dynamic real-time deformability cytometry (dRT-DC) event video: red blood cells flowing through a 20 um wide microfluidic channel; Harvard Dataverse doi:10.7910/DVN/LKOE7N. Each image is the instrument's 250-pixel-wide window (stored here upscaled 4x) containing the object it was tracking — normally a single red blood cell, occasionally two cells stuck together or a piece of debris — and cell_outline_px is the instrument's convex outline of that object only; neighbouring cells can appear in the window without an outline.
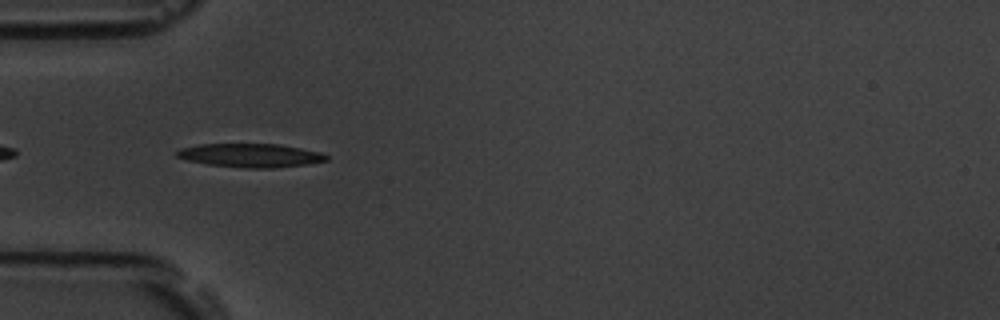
{"species": "common noctule bat (a hibernating species)", "species_latin": "Nyctalus noctula", "temperature_condition": "room temperature", "stored_images_in_passage": 39, "camera_frame_rate_fps": 3000, "um_per_image_px": 0.085, "animal": {"sex": "male", "body_mass_g": 19.5, "forearm_length_mm": 54.6}, "frame": {"image": 1, "passage_image": 2, "time_ms": 0.333, "image_size_px": [1000, 320], "cell_outline_px": [[328, 160], [308, 164], [272, 168], [244, 168], [208, 164], [188, 160], [176, 156], [176, 152], [180, 148], [200, 144], [280, 144], [320, 152], [328, 156]], "centroid_in_image_um": [21.3, 13.21], "position_along_channel_um": 63.7, "area_um2": 20.52}}
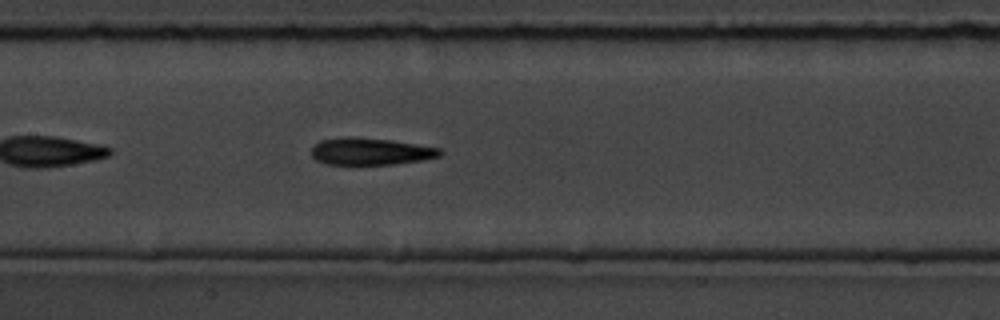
{"frame": {"image": 2, "passage_image": 11, "time_ms": 3.333, "image_size_px": [1000, 320], "cell_outline_px": [[444, 152], [440, 156], [420, 160], [392, 164], [324, 164], [316, 160], [312, 156], [312, 148], [320, 140], [344, 136], [348, 136], [392, 140], [440, 148]], "centroid_in_image_um": [31.48, 12.86], "position_along_channel_um": 175.9, "area_um2": 20.23}}
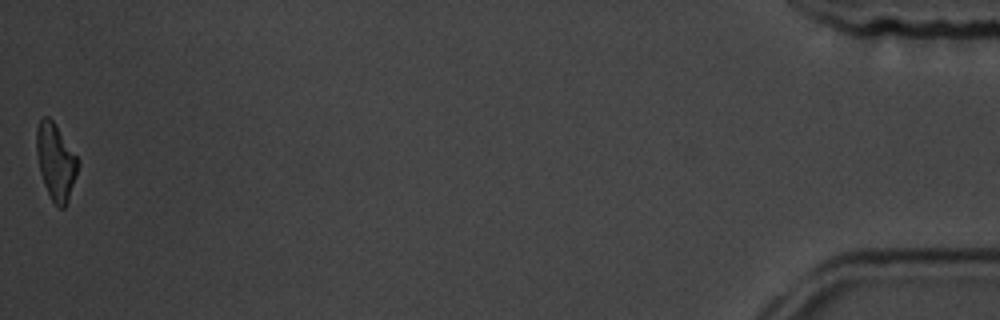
{"frame": {"image": 3, "passage_image": 39, "time_ms": 12.667, "image_size_px": [1000, 320], "cell_outline_px": [[80, 164], [68, 204], [64, 208], [60, 208], [52, 200], [44, 184], [40, 172], [36, 152], [36, 128], [40, 120], [44, 116], [48, 116], [52, 120], [80, 160]], "centroid_in_image_um": [4.76, 13.76], "position_along_channel_um": 430.4, "area_um2": 18.55}, "authors_computed_cell_mechanics": {"area_um2": 19.7098, "velocity_mm_per_s": 3.7809, "shape_relaxation_time_tau1_ms": 4.0464, "shape_relaxation_time_tau2_ms": 3.8918, "deformation_change_tau1": 0.1509, "deformation_change_tau2": 0.1486}}